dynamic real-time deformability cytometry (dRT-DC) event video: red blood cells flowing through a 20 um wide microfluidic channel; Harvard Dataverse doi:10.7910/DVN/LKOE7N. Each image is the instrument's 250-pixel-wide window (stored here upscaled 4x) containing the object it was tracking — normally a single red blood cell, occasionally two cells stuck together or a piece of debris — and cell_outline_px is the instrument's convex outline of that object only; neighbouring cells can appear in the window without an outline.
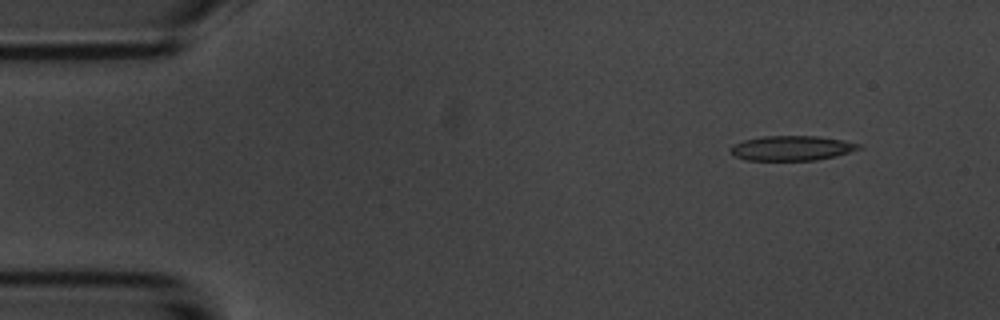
{"species": "common noctule bat (a hibernating species)", "species_latin": "Nyctalus noctula", "temperature_condition": "room temperature", "stored_images_in_passage": 6, "camera_frame_rate_fps": 3000, "um_per_image_px": 0.085, "animal": {"sex": "male", "body_mass_g": 20.1, "forearm_length_mm": 53.5}, "frame": {"image": 1, "passage_image": 2, "time_ms": 0.667, "image_size_px": [1000, 320], "cell_outline_px": [[864, 148], [836, 156], [816, 160], [744, 160], [736, 156], [728, 148], [732, 144], [744, 140], [764, 136], [820, 136], [844, 140], [864, 144]], "centroid_in_image_um": [67.36, 12.58], "position_along_channel_um": 17.6, "area_um2": 18.79}}
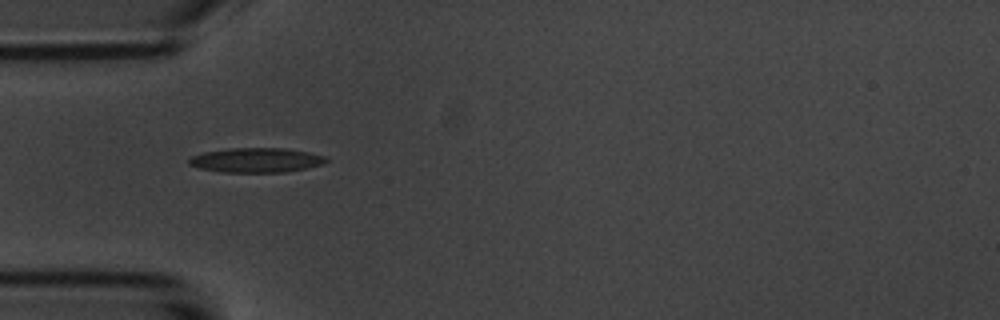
{"frame": {"image": 2, "passage_image": 5, "time_ms": 4.333, "image_size_px": [1000, 320], "cell_outline_px": [[328, 160], [324, 164], [308, 168], [284, 172], [220, 172], [200, 168], [188, 164], [188, 160], [192, 156], [204, 152], [228, 148], [284, 148], [308, 152], [324, 156]], "centroid_in_image_um": [21.78, 13.61], "position_along_channel_um": 63.2, "area_um2": 19.65}}
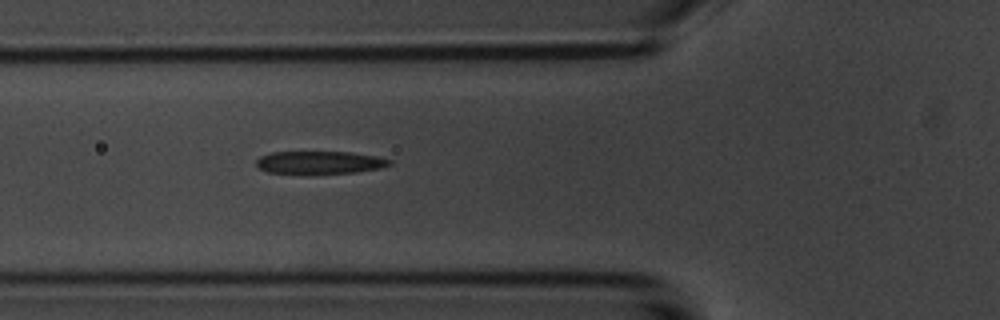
{"frame": {"image": 3, "passage_image": 6, "time_ms": 5.333, "image_size_px": [1000, 320], "cell_outline_px": [[392, 164], [380, 168], [356, 172], [268, 172], [260, 168], [256, 164], [256, 160], [260, 156], [272, 152], [348, 152], [376, 156], [392, 160]], "centroid_in_image_um": [27.2, 13.78], "position_along_channel_um": 98.6, "area_um2": 17.05}}